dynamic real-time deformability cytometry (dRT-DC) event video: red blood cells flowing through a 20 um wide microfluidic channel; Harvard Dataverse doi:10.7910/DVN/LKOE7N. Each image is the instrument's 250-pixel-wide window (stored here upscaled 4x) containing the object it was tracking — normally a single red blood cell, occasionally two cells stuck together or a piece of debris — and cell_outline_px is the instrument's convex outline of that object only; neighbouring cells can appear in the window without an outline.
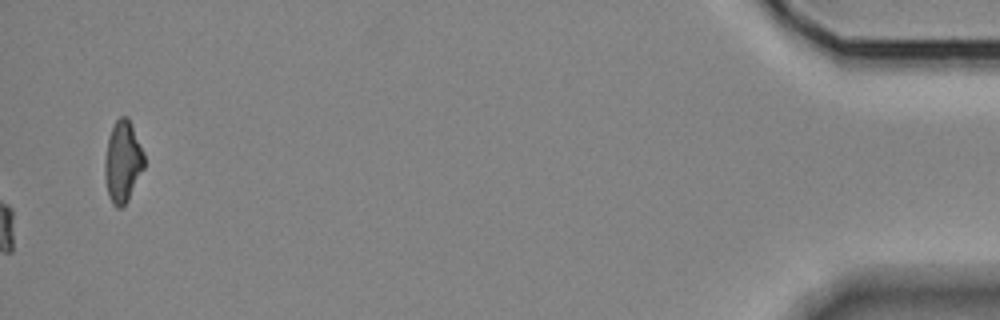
{"species": "Egyptian fruit bat (a non-hibernating species)", "species_latin": "Rousettus aegyptiacus", "temperature_condition": "room temperature", "stored_images_in_passage": 56, "camera_frame_rate_fps": 3000, "um_per_image_px": 0.085, "animal": {"sex": "female"}, "frame": {"image": 1, "passage_image": 56, "time_ms": 18.333, "image_size_px": [1000, 320], "cell_outline_px": [[144, 168], [128, 200], [120, 208], [116, 208], [112, 204], [108, 196], [104, 176], [104, 160], [108, 136], [116, 120], [120, 116], [128, 116], [144, 152]], "centroid_in_image_um": [10.42, 13.74], "position_along_channel_um": 424.8, "area_um2": 18.9}}